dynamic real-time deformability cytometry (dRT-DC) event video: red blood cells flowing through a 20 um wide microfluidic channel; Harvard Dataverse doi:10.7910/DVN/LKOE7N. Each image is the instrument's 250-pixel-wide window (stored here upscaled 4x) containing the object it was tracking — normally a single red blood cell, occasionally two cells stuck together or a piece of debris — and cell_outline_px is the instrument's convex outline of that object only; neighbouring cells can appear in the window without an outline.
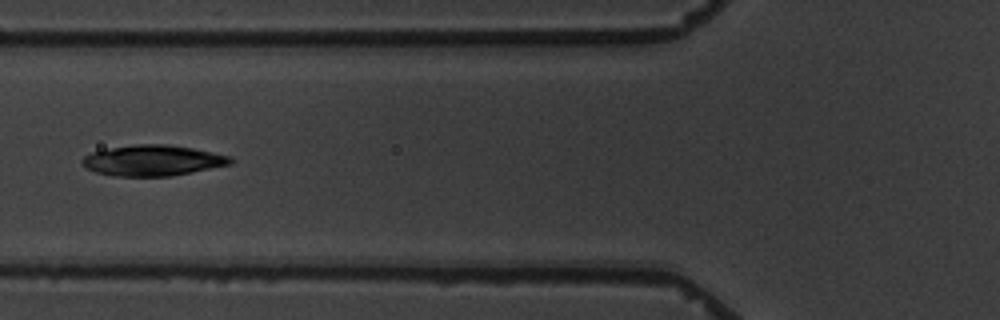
{"species": "common noctule bat (a hibernating species)", "species_latin": "Nyctalus noctula", "temperature_condition": "warm", "stored_images_in_passage": 7, "camera_frame_rate_fps": 3000, "um_per_image_px": 0.085, "animal": {"sex": "male", "body_mass_g": 19.5, "forearm_length_mm": 54.6}, "frame": {"image": 1, "passage_image": 6, "time_ms": 5.667, "image_size_px": [1000, 320], "cell_outline_px": [[236, 160], [232, 164], [172, 176], [116, 176], [96, 172], [88, 168], [80, 160], [84, 156], [92, 152], [112, 148], [136, 144], [168, 144], [192, 148], [232, 156]], "centroid_in_image_um": [13.05, 13.64], "position_along_channel_um": 112.8, "area_um2": 26.47}}
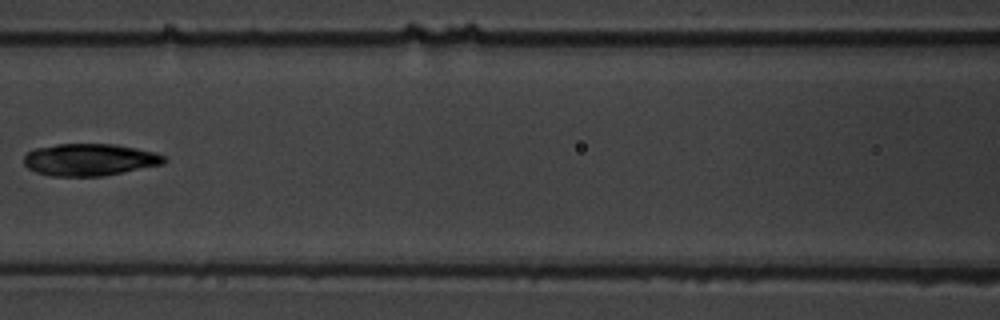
{"frame": {"image": 2, "passage_image": 7, "time_ms": 7.0, "image_size_px": [1000, 320], "cell_outline_px": [[168, 160], [164, 164], [104, 176], [48, 176], [36, 172], [28, 168], [24, 164], [24, 156], [28, 152], [36, 148], [56, 144], [116, 144], [156, 152], [168, 156]], "centroid_in_image_um": [7.67, 13.57], "position_along_channel_um": 158.9, "area_um2": 26.53}}